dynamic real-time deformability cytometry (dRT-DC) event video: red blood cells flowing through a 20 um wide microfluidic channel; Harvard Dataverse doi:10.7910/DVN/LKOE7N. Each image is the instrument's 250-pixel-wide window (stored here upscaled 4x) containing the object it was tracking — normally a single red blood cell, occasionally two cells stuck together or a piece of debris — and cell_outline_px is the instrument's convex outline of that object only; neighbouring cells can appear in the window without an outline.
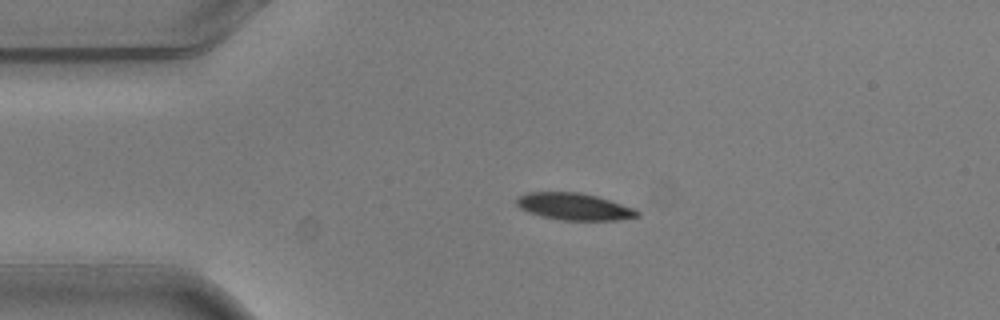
{"species": "common noctule bat (a hibernating species)", "species_latin": "Nyctalus noctula", "temperature_condition": "warm", "stored_images_in_passage": 2, "camera_frame_rate_fps": 3000, "um_per_image_px": 0.085, "animal": {"sex": "male", "body_mass_g": 20.5, "forearm_length_mm": 52.5}, "frame": {"image": 1, "passage_image": 1, "time_ms": 0.0, "image_size_px": [1000, 320], "cell_outline_px": [[640, 216], [616, 220], [564, 220], [544, 216], [528, 212], [520, 208], [516, 204], [516, 196], [528, 192], [580, 192], [596, 196], [636, 208], [640, 212]], "centroid_in_image_um": [48.81, 17.55], "position_along_channel_um": 36.2, "area_um2": 18.96}}